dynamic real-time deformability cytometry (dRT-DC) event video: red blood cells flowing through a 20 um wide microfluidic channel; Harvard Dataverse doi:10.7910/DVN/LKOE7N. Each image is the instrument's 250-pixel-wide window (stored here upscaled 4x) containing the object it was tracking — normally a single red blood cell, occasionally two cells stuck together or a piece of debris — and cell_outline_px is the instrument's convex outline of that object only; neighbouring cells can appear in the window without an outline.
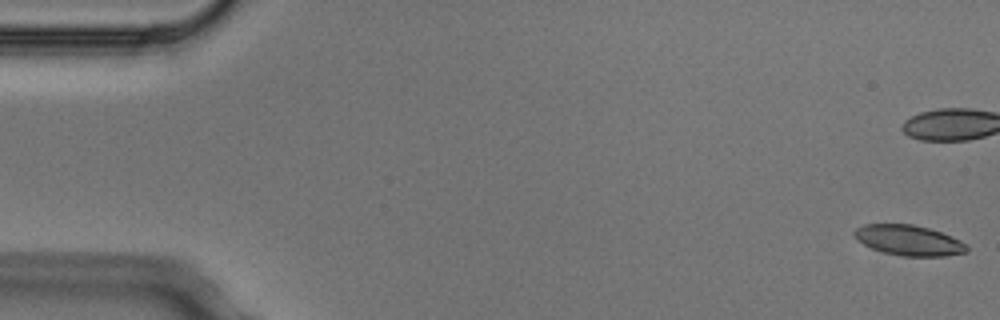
{"species": "Egyptian fruit bat (a non-hibernating species)", "species_latin": "Rousettus aegyptiacus", "temperature_condition": "cold", "stored_images_in_passage": 4, "camera_frame_rate_fps": 3000, "um_per_image_px": 0.085, "animal": {"sex": "male"}, "frame": {"image": 1, "passage_image": 1, "time_ms": 0.0, "image_size_px": [1000, 320], "cell_outline_px": [[968, 252], [944, 256], [900, 256], [884, 252], [872, 248], [856, 240], [852, 236], [852, 232], [856, 228], [864, 224], [912, 224], [928, 228], [952, 236], [960, 240], [968, 248]], "centroid_in_image_um": [77.21, 20.42], "position_along_channel_um": 7.8, "area_um2": 19.94}}